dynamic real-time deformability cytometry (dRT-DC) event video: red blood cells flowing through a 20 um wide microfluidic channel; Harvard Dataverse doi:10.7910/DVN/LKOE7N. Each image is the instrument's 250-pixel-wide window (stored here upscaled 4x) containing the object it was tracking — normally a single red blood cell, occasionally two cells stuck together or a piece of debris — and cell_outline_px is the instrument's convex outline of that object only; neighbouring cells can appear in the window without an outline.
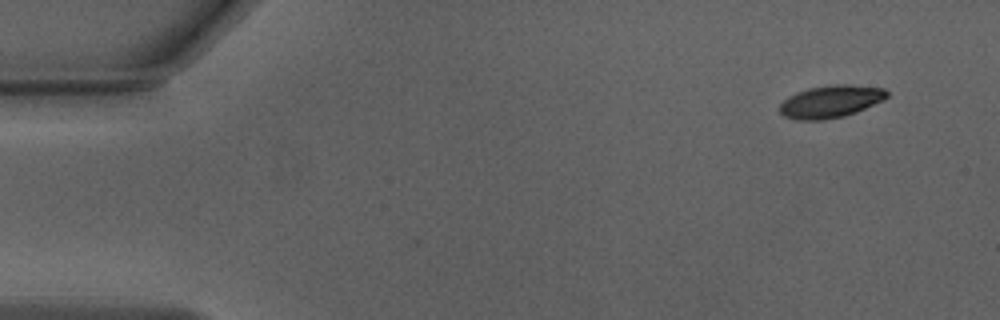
{"species": "Egyptian fruit bat (a non-hibernating species)", "species_latin": "Rousettus aegyptiacus", "temperature_condition": "warm", "stored_images_in_passage": 5, "camera_frame_rate_fps": 3000, "um_per_image_px": 0.085, "animal": {"sex": "male"}, "frame": {"image": 1, "passage_image": 1, "time_ms": 0.0, "image_size_px": [1000, 320], "cell_outline_px": [[888, 96], [884, 100], [856, 112], [844, 116], [824, 120], [796, 120], [784, 116], [780, 112], [780, 104], [788, 96], [796, 92], [808, 88], [832, 84], [852, 84], [884, 88], [888, 92]], "centroid_in_image_um": [70.61, 8.62], "position_along_channel_um": 14.4, "area_um2": 20.46}}